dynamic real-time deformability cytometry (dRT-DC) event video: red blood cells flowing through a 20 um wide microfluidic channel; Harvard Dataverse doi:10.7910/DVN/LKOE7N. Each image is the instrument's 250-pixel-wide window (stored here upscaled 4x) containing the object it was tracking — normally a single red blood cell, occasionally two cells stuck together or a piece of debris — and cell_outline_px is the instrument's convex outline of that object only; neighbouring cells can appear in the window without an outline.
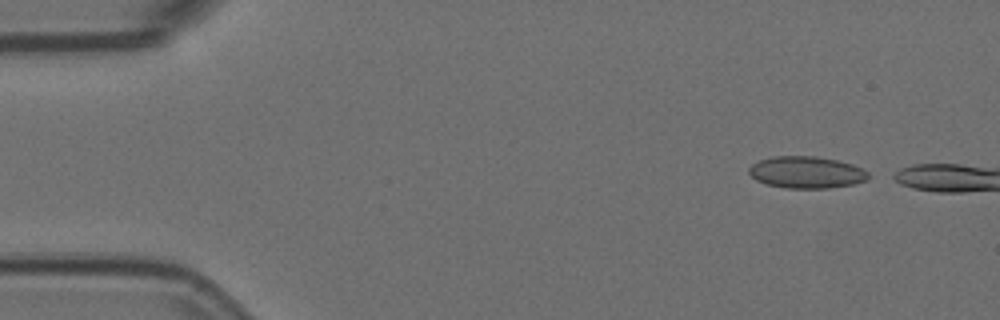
{"species": "Egyptian fruit bat (a non-hibernating species)", "species_latin": "Rousettus aegyptiacus", "temperature_condition": "room temperature", "stored_images_in_passage": 13, "camera_frame_rate_fps": 3000, "um_per_image_px": 0.085, "animal": {"sex": "female"}, "frame": {"image": 1, "passage_image": 1, "time_ms": 0.0, "image_size_px": [1000, 320], "cell_outline_px": [[868, 180], [852, 184], [828, 188], [788, 188], [768, 184], [756, 180], [748, 172], [748, 168], [752, 164], [760, 160], [772, 156], [816, 156], [836, 160], [852, 164], [864, 168], [868, 172]], "centroid_in_image_um": [68.56, 14.64], "position_along_channel_um": 16.4, "area_um2": 22.14}}